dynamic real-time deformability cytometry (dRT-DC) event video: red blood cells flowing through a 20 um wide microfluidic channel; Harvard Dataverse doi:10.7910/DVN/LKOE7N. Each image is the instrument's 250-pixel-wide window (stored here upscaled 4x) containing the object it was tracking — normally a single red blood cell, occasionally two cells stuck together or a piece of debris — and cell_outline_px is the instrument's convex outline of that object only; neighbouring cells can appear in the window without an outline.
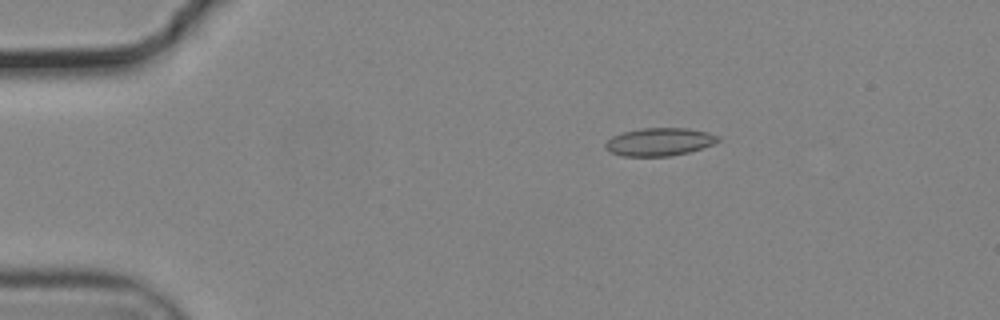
{"species": "common noctule bat (a hibernating species)", "species_latin": "Nyctalus noctula", "temperature_condition": "cold", "stored_images_in_passage": 55, "camera_frame_rate_fps": 3000, "um_per_image_px": 0.085, "animal": {"sex": "male", "body_mass_g": 19.2, "forearm_length_mm": 51.8}, "frame": {"image": 1, "passage_image": 10, "time_ms": 3.0, "image_size_px": [1000, 320], "cell_outline_px": [[720, 140], [712, 144], [688, 152], [672, 156], [620, 156], [604, 148], [604, 144], [612, 136], [624, 132], [640, 128], [688, 128], [708, 132], [720, 136]], "centroid_in_image_um": [56.04, 12.05], "position_along_channel_um": 29.0, "area_um2": 18.32}}
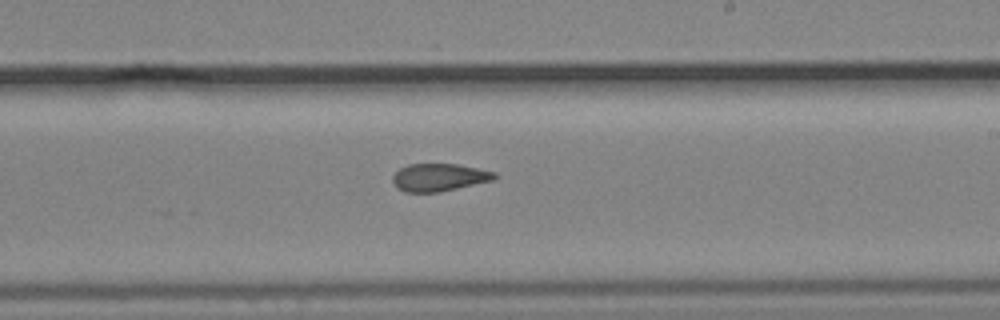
{"frame": {"image": 2, "passage_image": 33, "time_ms": 10.667, "image_size_px": [1000, 320], "cell_outline_px": [[500, 176], [492, 180], [440, 192], [404, 192], [396, 188], [392, 180], [392, 176], [400, 168], [408, 164], [460, 164], [496, 172]], "centroid_in_image_um": [37.32, 15.07], "position_along_channel_um": 251.7, "area_um2": 16.53}}
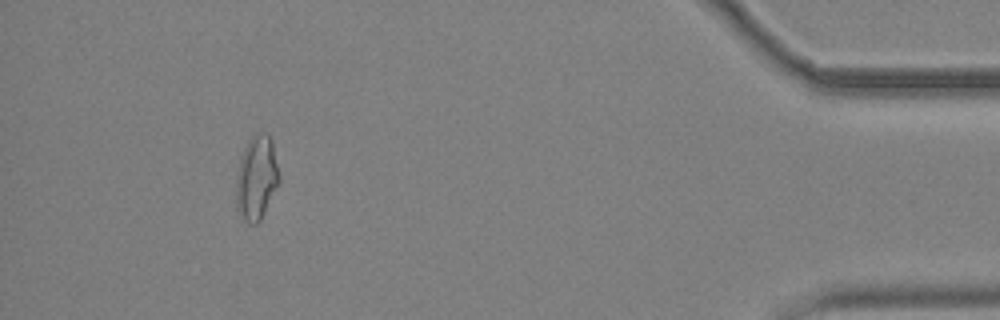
{"frame": {"image": 3, "passage_image": 51, "time_ms": 16.667, "image_size_px": [1000, 320], "cell_outline_px": [[280, 180], [260, 220], [256, 224], [248, 224], [244, 220], [236, 208], [236, 180], [240, 160], [244, 148], [248, 140], [252, 136], [260, 132], [264, 132], [272, 140], [280, 176]], "centroid_in_image_um": [21.8, 15.12], "position_along_channel_um": 413.4, "area_um2": 20.98}, "authors_computed_cell_mechanics": {"area_um2": 17.629, "velocity_mm_per_s": 3.7188, "shape_relaxation_time_tau1_ms": null, "shape_relaxation_time_tau2_ms": 3.1296, "deformation_change_tau1": null, "deformation_change_tau2": 0.1019}}